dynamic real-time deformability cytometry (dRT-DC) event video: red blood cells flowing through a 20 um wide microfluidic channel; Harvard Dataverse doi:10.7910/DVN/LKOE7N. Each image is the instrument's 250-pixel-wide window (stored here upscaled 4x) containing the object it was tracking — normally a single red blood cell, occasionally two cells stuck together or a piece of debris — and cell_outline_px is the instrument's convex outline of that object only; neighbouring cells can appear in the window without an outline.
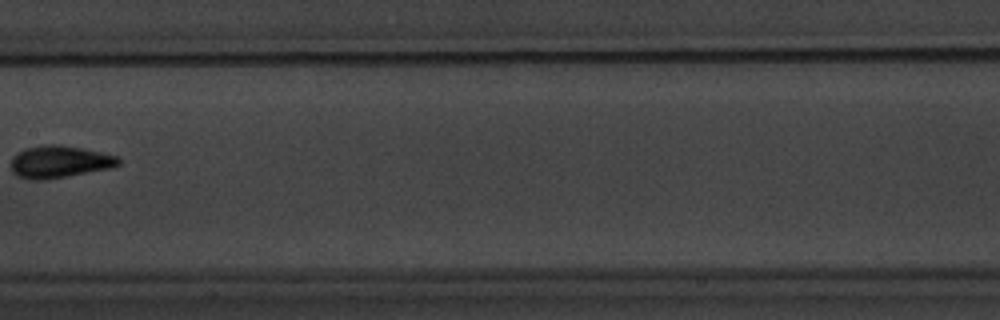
{"species": "common noctule bat (a hibernating species)", "species_latin": "Nyctalus noctula", "temperature_condition": "warm", "stored_images_in_passage": 10, "camera_frame_rate_fps": 3000, "um_per_image_px": 0.085, "animal": {"sex": "male", "body_mass_g": 20.1, "forearm_length_mm": 53.5}, "frame": {"image": 1, "passage_image": 9, "time_ms": 11.0, "image_size_px": [1000, 320], "cell_outline_px": [[120, 164], [112, 168], [44, 180], [28, 180], [16, 176], [12, 172], [12, 156], [16, 152], [24, 148], [40, 144], [60, 144], [84, 148], [120, 156]], "centroid_in_image_um": [5.05, 13.73], "position_along_channel_um": 202.4, "area_um2": 20.69}}
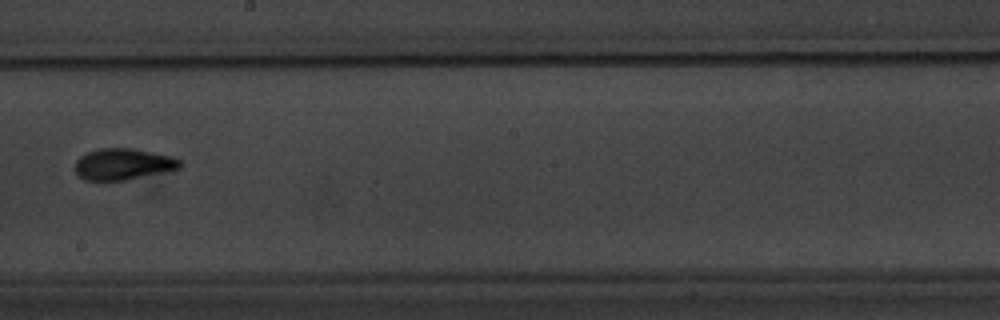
{"frame": {"image": 2, "passage_image": 10, "time_ms": 12.0, "image_size_px": [1000, 320], "cell_outline_px": [[184, 164], [180, 168], [128, 180], [84, 180], [76, 172], [76, 160], [80, 156], [88, 152], [100, 148], [132, 148], [172, 156], [180, 160]], "centroid_in_image_um": [10.49, 13.95], "position_along_channel_um": 237.7, "area_um2": 19.13}}